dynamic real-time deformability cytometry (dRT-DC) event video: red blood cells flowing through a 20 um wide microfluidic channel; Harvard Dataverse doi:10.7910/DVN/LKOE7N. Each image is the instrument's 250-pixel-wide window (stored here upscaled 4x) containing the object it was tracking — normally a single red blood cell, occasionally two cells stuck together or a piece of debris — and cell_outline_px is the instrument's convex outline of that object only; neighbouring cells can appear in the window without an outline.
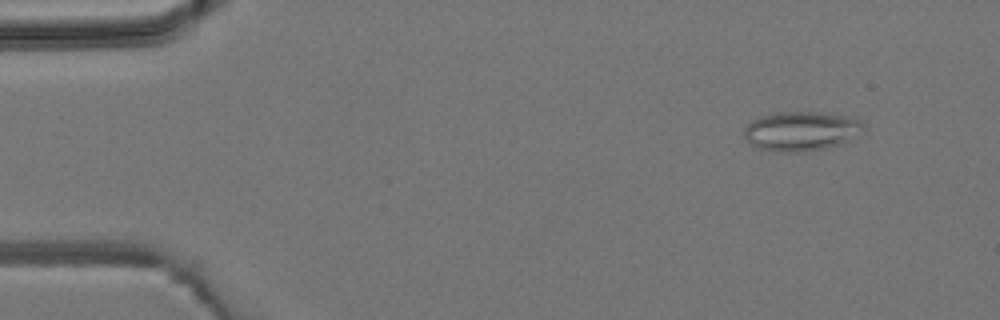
{"species": "common noctule bat (a hibernating species)", "species_latin": "Nyctalus noctula", "temperature_condition": "room temperature", "stored_images_in_passage": 6, "camera_frame_rate_fps": 3000, "um_per_image_px": 0.085, "animal": {"sex": "male", "body_mass_g": 19.2, "forearm_length_mm": 51.8}, "frame": {"image": 1, "passage_image": 2, "time_ms": 1.0, "image_size_px": [1000, 320], "cell_outline_px": [[868, 124], [864, 132], [828, 148], [800, 152], [780, 152], [760, 148], [752, 144], [744, 136], [744, 128], [752, 120], [760, 116], [776, 112], [820, 112], [856, 116]], "centroid_in_image_um": [68.18, 11.11], "position_along_channel_um": 16.8, "area_um2": 27.8}}
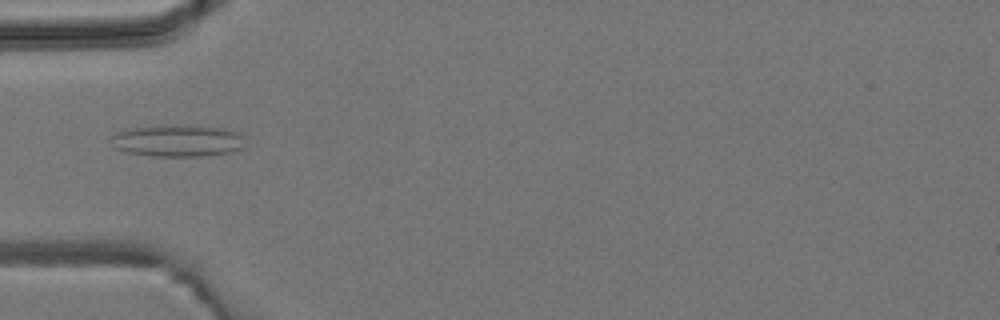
{"frame": {"image": 2, "passage_image": 5, "time_ms": 4.667, "image_size_px": [1000, 320], "cell_outline_px": [[244, 148], [232, 152], [204, 156], [152, 156], [124, 152], [112, 148], [108, 136], [124, 128], [152, 124], [196, 124], [224, 128], [240, 132], [244, 136]], "centroid_in_image_um": [15.03, 11.92], "position_along_channel_um": 70.0, "area_um2": 26.47}}